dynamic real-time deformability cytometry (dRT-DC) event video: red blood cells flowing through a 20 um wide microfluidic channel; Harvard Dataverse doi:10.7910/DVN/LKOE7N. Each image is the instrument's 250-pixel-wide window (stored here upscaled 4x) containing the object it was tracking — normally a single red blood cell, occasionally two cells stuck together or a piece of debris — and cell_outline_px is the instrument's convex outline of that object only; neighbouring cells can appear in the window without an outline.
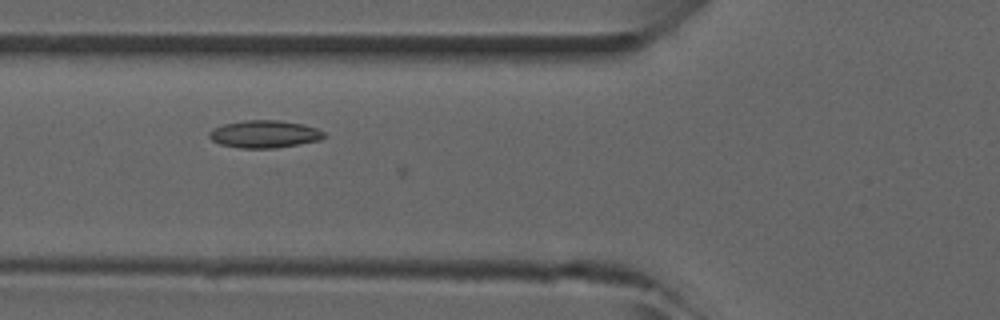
{"species": "common noctule bat (a hibernating species)", "species_latin": "Nyctalus noctula", "temperature_condition": "room temperature", "stored_images_in_passage": 18, "camera_frame_rate_fps": 3000, "um_per_image_px": 0.085, "animal": {"sex": "male", "forearm_length_mm": 52.5}, "frame": {"image": 1, "passage_image": 15, "time_ms": 4.667, "image_size_px": [1000, 320], "cell_outline_px": [[324, 136], [320, 140], [276, 148], [240, 148], [220, 144], [212, 140], [208, 136], [208, 132], [212, 128], [224, 124], [244, 120], [280, 120], [304, 124], [316, 128], [324, 132]], "centroid_in_image_um": [22.45, 11.39], "position_along_channel_um": 103.3, "area_um2": 18.44}}